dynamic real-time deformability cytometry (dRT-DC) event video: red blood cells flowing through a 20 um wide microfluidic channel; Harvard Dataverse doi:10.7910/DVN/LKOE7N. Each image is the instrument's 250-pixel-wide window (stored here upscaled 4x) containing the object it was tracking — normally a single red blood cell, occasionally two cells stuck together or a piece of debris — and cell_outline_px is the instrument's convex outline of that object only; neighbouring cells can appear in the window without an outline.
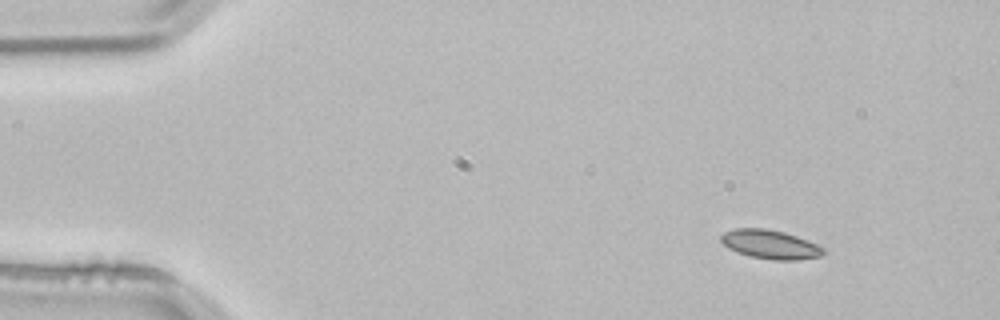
{"species": "common noctule bat (a hibernating species)", "species_latin": "Nyctalus noctula", "temperature_condition": "room temperature", "stored_images_in_passage": 3, "camera_frame_rate_fps": 3000, "um_per_image_px": 0.085, "animal": {"sex": "male", "body_mass_g": 21.5, "forearm_length_mm": 52.0}, "frame": {"image": 1, "passage_image": 1, "time_ms": 0.0, "image_size_px": [1000, 320], "cell_outline_px": [[824, 252], [820, 256], [796, 260], [772, 260], [748, 256], [736, 252], [728, 248], [720, 240], [720, 236], [724, 232], [736, 228], [764, 228], [784, 232], [808, 240], [824, 248]], "centroid_in_image_um": [65.44, 20.77], "position_along_channel_um": 19.6, "area_um2": 17.28}}
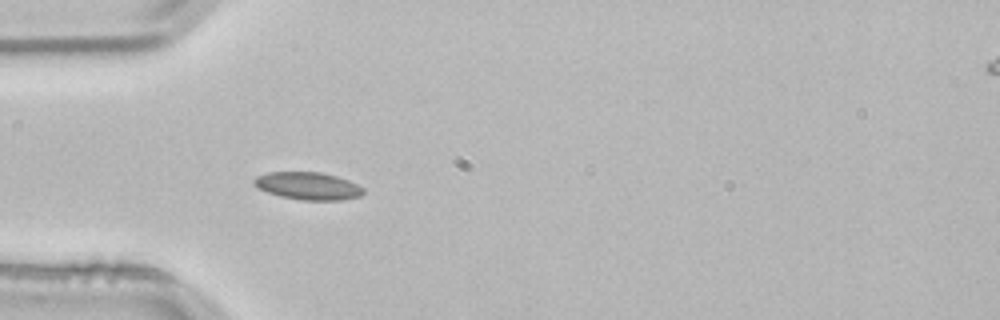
{"frame": {"image": 2, "passage_image": 3, "time_ms": 0.667, "image_size_px": [1000, 320], "cell_outline_px": [[364, 192], [360, 196], [340, 200], [300, 200], [280, 196], [268, 192], [260, 188], [252, 180], [256, 176], [268, 172], [320, 172], [336, 176], [348, 180], [364, 188]], "centroid_in_image_um": [26.19, 15.8], "position_along_channel_um": 58.8, "area_um2": 17.4}}